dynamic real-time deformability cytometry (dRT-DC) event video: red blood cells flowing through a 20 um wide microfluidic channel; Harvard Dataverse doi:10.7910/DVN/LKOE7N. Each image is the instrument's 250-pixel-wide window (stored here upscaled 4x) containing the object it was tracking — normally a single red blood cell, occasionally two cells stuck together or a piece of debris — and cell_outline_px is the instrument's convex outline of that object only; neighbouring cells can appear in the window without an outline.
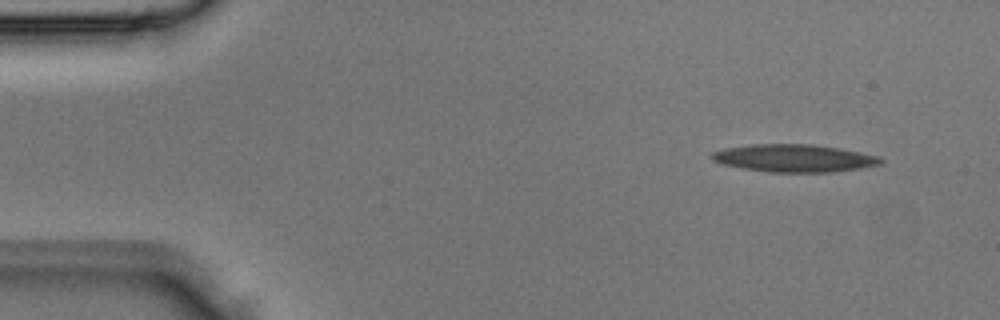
{"species": "Egyptian fruit bat (a non-hibernating species)", "species_latin": "Rousettus aegyptiacus", "temperature_condition": "room temperature", "stored_images_in_passage": 2, "camera_frame_rate_fps": 3000, "um_per_image_px": 0.085, "animal": {"sex": "male"}, "frame": {"image": 1, "passage_image": 1, "time_ms": 0.0, "image_size_px": [1000, 320], "cell_outline_px": [[884, 160], [880, 164], [860, 168], [828, 172], [768, 172], [744, 168], [724, 164], [712, 160], [712, 152], [724, 148], [752, 144], [812, 144], [840, 148], [880, 156]], "centroid_in_image_um": [67.52, 13.44], "position_along_channel_um": 17.5, "area_um2": 27.05}}